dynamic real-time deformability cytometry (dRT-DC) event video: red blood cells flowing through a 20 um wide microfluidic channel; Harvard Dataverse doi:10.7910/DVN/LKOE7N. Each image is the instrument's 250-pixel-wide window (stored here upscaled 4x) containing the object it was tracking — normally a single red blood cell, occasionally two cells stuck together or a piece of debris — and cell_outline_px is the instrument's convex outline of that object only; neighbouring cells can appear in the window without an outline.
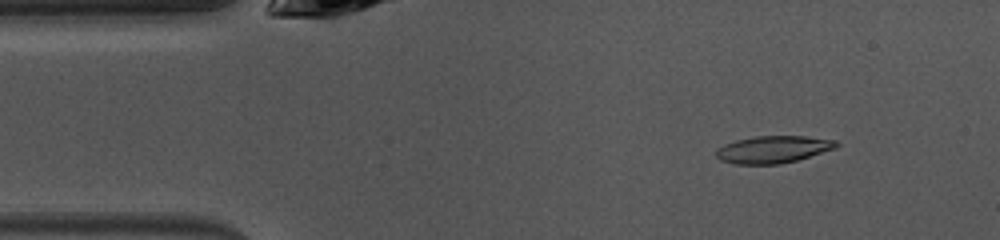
{"species": "common noctule bat (a hibernating species)", "species_latin": "Nyctalus noctula", "temperature_condition": "warm", "stored_images_in_passage": 47, "camera_frame_rate_fps": 3000, "um_per_image_px": 0.085, "animal": {"sex": "female", "body_mass_g": 10.0, "forearm_length_mm": 53.1}, "frame": {"image": 1, "passage_image": 5, "time_ms": 1.333, "image_size_px": [1000, 240], "cell_outline_px": [[840, 144], [836, 148], [796, 160], [780, 164], [736, 164], [720, 160], [716, 156], [716, 148], [724, 144], [736, 140], [756, 136], [804, 136], [836, 140]], "centroid_in_image_um": [65.7, 12.69], "position_along_channel_um": 19.3, "area_um2": 19.02}}
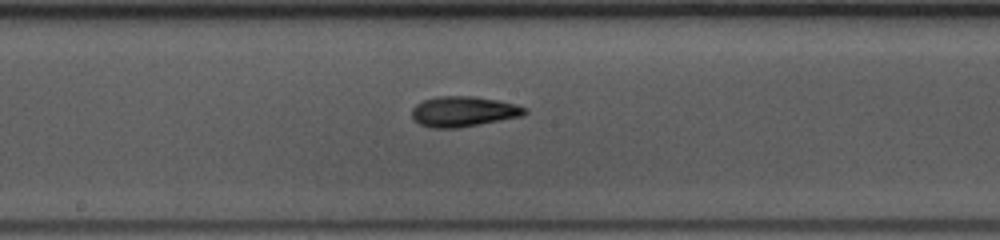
{"frame": {"image": 2, "passage_image": 23, "time_ms": 7.333, "image_size_px": [1000, 240], "cell_outline_px": [[528, 112], [520, 116], [480, 124], [456, 128], [432, 128], [420, 124], [412, 116], [412, 108], [416, 104], [424, 100], [436, 96], [472, 96], [500, 100], [516, 104], [528, 108]], "centroid_in_image_um": [39.4, 9.47], "position_along_channel_um": 208.8, "area_um2": 19.94}}
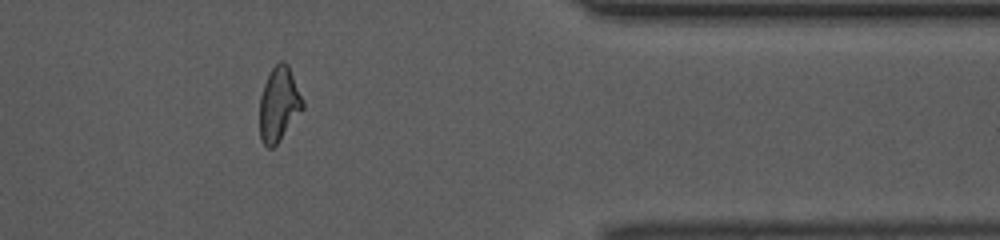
{"frame": {"image": 3, "passage_image": 38, "time_ms": 12.333, "image_size_px": [1000, 240], "cell_outline_px": [[304, 108], [276, 144], [272, 148], [268, 148], [260, 140], [260, 96], [264, 84], [272, 68], [280, 60], [284, 60], [288, 64], [304, 100]], "centroid_in_image_um": [23.71, 8.84], "position_along_channel_um": 387.7, "area_um2": 18.61}, "authors_computed_cell_mechanics": {"area_um2": 19.1896, "velocity_mm_per_s": 4.0559, "shape_relaxation_time_tau1_ms": 6.1186, "shape_relaxation_time_tau2_ms": 2.8363, "deformation_change_tau1": 0.2154, "deformation_change_tau2": 0.1135}}